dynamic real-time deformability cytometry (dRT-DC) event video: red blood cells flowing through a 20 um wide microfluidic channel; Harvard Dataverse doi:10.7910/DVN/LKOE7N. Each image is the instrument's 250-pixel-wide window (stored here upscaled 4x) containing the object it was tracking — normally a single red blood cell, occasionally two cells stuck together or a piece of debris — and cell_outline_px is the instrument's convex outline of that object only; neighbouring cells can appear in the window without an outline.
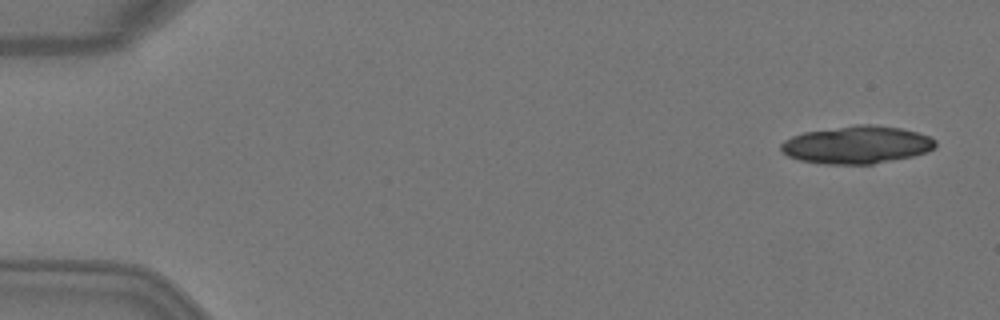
{"species": "Egyptian fruit bat (a non-hibernating species)", "species_latin": "Rousettus aegyptiacus", "temperature_condition": "warm", "stored_images_in_passage": 6, "camera_frame_rate_fps": 3000, "um_per_image_px": 0.085, "animal": {"sex": "female"}, "frame": {"image": 1, "passage_image": 1, "time_ms": 0.0, "image_size_px": [1000, 320], "cell_outline_px": [[936, 148], [928, 152], [912, 156], [872, 164], [824, 164], [800, 160], [788, 156], [780, 148], [780, 144], [784, 140], [792, 136], [804, 132], [856, 124], [872, 124], [900, 128], [916, 132], [928, 136], [936, 140]], "centroid_in_image_um": [72.84, 12.3], "position_along_channel_um": 12.2, "area_um2": 33.93}}